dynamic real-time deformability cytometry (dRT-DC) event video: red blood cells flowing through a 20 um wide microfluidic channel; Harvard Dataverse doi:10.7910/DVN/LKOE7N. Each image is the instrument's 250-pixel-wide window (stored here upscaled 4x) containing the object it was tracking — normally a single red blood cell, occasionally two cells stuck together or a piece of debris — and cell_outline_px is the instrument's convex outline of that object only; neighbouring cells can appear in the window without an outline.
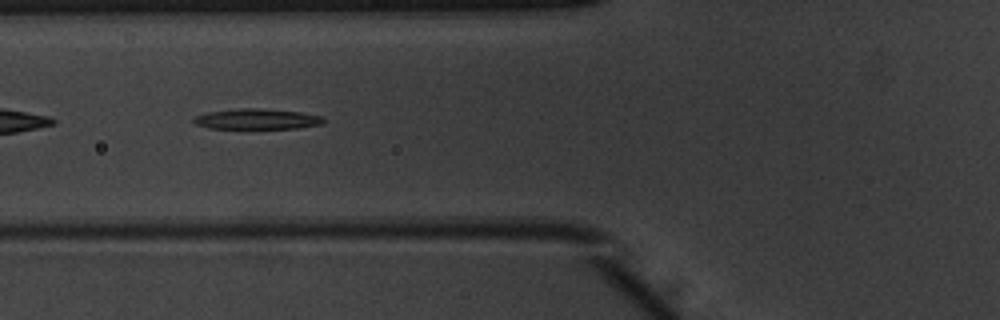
{"species": "common noctule bat (a hibernating species)", "species_latin": "Nyctalus noctula", "temperature_condition": "warm", "stored_images_in_passage": 16, "camera_frame_rate_fps": 3000, "um_per_image_px": 0.085, "animal": {"sex": "male", "body_mass_g": 20.1, "forearm_length_mm": 53.5}, "frame": {"image": 1, "passage_image": 7, "time_ms": 2.0, "image_size_px": [1000, 320], "cell_outline_px": [[324, 124], [300, 128], [208, 128], [196, 124], [192, 120], [196, 116], [208, 112], [236, 108], [260, 108], [300, 112], [324, 116]], "centroid_in_image_um": [21.88, 10.11], "position_along_channel_um": 103.9, "area_um2": 15.55}}
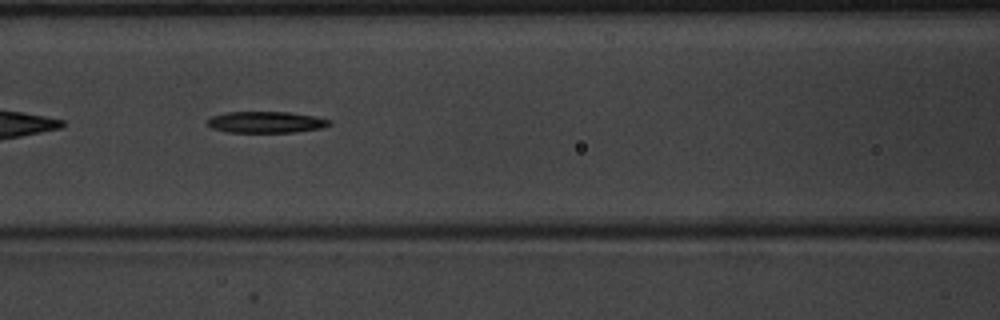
{"frame": {"image": 2, "passage_image": 10, "time_ms": 3.0, "image_size_px": [1000, 320], "cell_outline_px": [[332, 124], [324, 128], [296, 132], [228, 132], [212, 128], [204, 120], [212, 116], [224, 112], [288, 112], [316, 116], [332, 120]], "centroid_in_image_um": [22.64, 10.38], "position_along_channel_um": 144.0, "area_um2": 15.43}}